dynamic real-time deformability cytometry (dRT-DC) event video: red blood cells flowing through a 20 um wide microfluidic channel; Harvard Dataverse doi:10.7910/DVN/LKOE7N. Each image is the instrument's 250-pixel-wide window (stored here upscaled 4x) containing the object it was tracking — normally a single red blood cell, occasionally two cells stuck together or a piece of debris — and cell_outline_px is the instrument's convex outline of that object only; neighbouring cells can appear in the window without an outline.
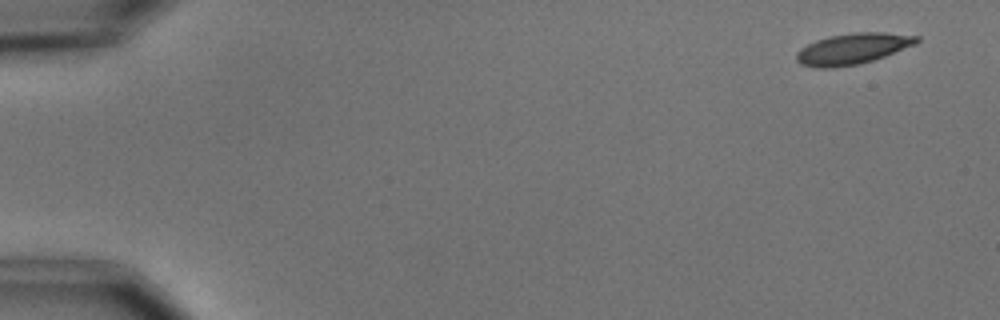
{"species": "common noctule bat (a hibernating species)", "species_latin": "Nyctalus noctula", "temperature_condition": "cold", "stored_images_in_passage": 5, "camera_frame_rate_fps": 3000, "um_per_image_px": 0.085, "animal": {"sex": "male", "body_mass_g": 15.6}, "frame": {"image": 1, "passage_image": 1, "time_ms": 0.0, "image_size_px": [1000, 320], "cell_outline_px": [[920, 40], [916, 44], [884, 56], [872, 60], [856, 64], [832, 68], [816, 68], [800, 64], [796, 60], [796, 52], [800, 48], [816, 40], [832, 36], [852, 32], [884, 32], [920, 36]], "centroid_in_image_um": [72.47, 4.14], "position_along_channel_um": 12.5, "area_um2": 21.62}}